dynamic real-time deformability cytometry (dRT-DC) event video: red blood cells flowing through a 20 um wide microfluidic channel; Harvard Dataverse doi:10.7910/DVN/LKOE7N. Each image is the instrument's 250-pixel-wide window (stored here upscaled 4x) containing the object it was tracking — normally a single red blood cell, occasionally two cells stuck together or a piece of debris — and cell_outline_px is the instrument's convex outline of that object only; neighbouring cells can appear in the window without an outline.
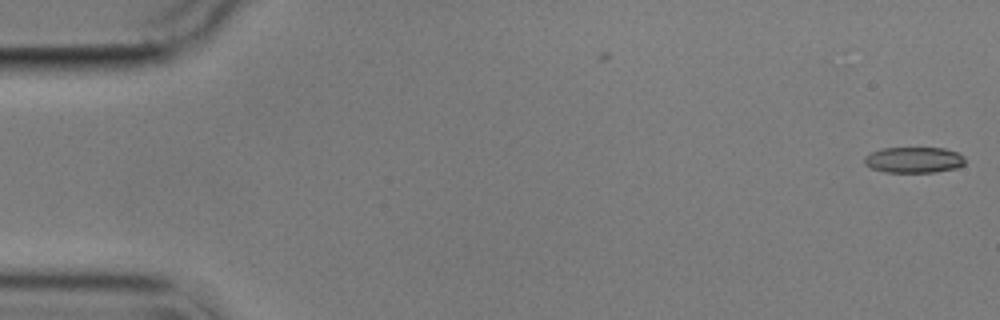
{"species": "common noctule bat (a hibernating species)", "species_latin": "Nyctalus noctula", "temperature_condition": "cold", "stored_images_in_passage": 3, "camera_frame_rate_fps": 3000, "um_per_image_px": 0.085, "animal": {"sex": "male", "body_mass_g": 17.9}, "frame": {"image": 1, "passage_image": 1, "time_ms": 0.0, "image_size_px": [1000, 320], "cell_outline_px": [[964, 164], [956, 168], [936, 172], [884, 172], [872, 168], [864, 164], [864, 156], [880, 148], [944, 148], [956, 152], [964, 156]], "centroid_in_image_um": [77.66, 13.59], "position_along_channel_um": 7.3, "area_um2": 15.2}}
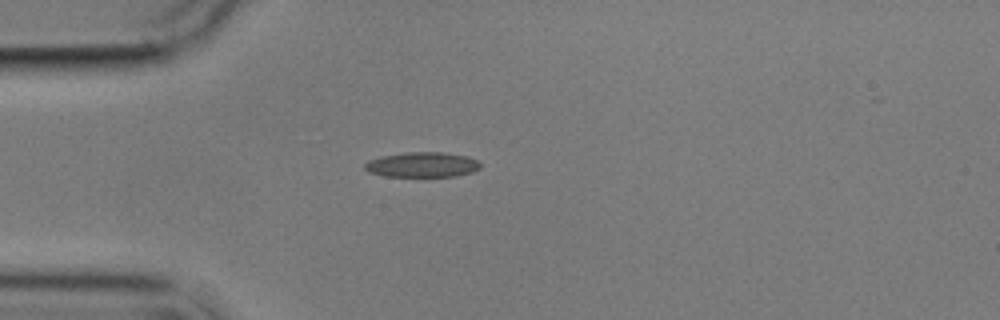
{"frame": {"image": 2, "passage_image": 3, "time_ms": 4.667, "image_size_px": [1000, 320], "cell_outline_px": [[480, 168], [472, 172], [456, 176], [384, 176], [368, 172], [364, 168], [364, 164], [368, 160], [380, 156], [404, 152], [444, 152], [468, 156], [476, 160], [480, 164]], "centroid_in_image_um": [35.86, 13.99], "position_along_channel_um": 49.1, "area_um2": 16.99}}